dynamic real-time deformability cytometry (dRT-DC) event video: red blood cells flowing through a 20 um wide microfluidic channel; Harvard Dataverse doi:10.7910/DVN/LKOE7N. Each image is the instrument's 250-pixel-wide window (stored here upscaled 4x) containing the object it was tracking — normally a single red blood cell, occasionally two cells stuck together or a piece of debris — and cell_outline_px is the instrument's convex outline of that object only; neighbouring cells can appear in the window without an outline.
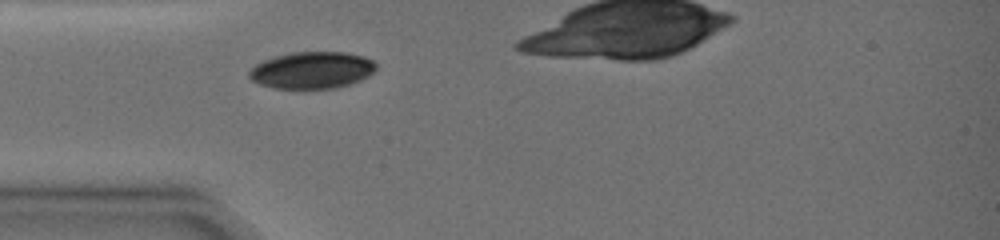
{"species": "common noctule bat (a hibernating species)", "species_latin": "Nyctalus noctula", "temperature_condition": "warm", "stored_images_in_passage": 4, "camera_frame_rate_fps": 3000, "um_per_image_px": 0.085, "animal": {"sex": "female", "body_mass_g": 19.0, "forearm_length_mm": 51.5}, "frame": {"image": 1, "passage_image": 1, "time_ms": 0.0, "image_size_px": [1000, 240], "cell_outline_px": [[376, 68], [368, 76], [360, 80], [336, 88], [276, 88], [260, 84], [252, 80], [248, 76], [248, 72], [256, 64], [272, 56], [288, 52], [348, 52], [364, 56], [376, 60]], "centroid_in_image_um": [26.53, 5.94], "position_along_channel_um": 58.5, "area_um2": 27.4}}